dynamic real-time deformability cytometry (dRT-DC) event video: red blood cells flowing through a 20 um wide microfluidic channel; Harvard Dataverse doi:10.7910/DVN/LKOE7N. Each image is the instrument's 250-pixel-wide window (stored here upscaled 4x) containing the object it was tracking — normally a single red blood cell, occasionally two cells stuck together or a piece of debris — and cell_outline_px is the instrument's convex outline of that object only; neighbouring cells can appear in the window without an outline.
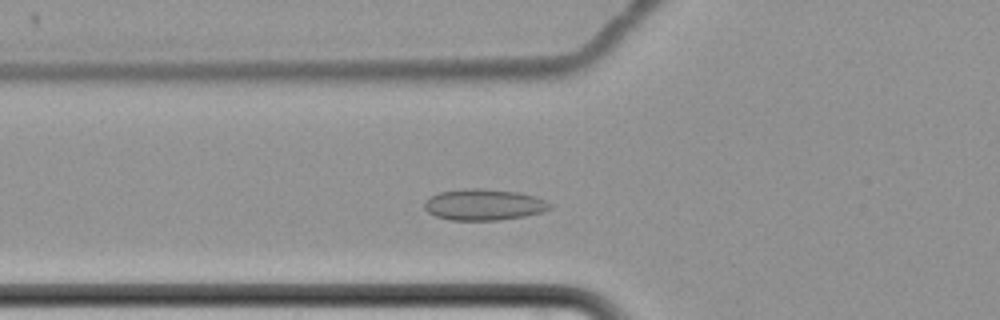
{"species": "common noctule bat (a hibernating species)", "species_latin": "Nyctalus noctula", "temperature_condition": "cold", "stored_images_in_passage": 55, "camera_frame_rate_fps": 3000, "um_per_image_px": 0.085, "animal": {"sex": "female", "body_mass_g": 22.7, "forearm_length_mm": 54.2}, "frame": {"image": 1, "passage_image": 16, "time_ms": 5.0, "image_size_px": [1000, 320], "cell_outline_px": [[552, 208], [540, 212], [524, 216], [496, 220], [448, 220], [436, 216], [428, 212], [424, 208], [424, 200], [440, 192], [464, 188], [476, 188], [520, 192], [536, 196], [552, 204]], "centroid_in_image_um": [41.11, 17.39], "position_along_channel_um": 84.7, "area_um2": 22.83}}
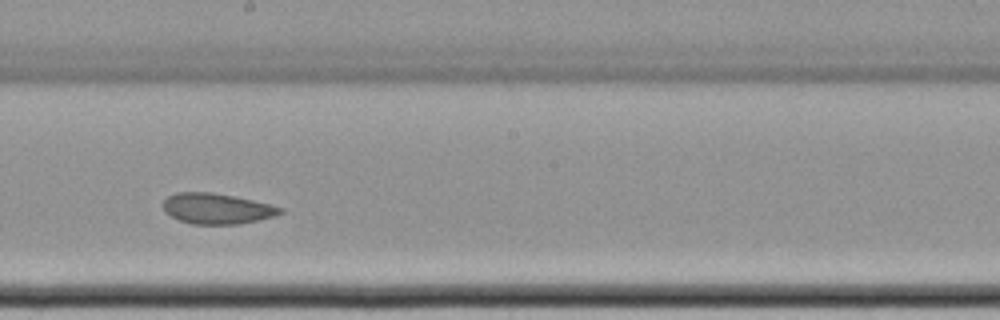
{"frame": {"image": 2, "passage_image": 29, "time_ms": 9.333, "image_size_px": [1000, 320], "cell_outline_px": [[284, 212], [272, 216], [240, 224], [192, 224], [180, 220], [164, 212], [164, 200], [168, 196], [176, 192], [212, 192], [252, 200], [284, 208]], "centroid_in_image_um": [18.41, 17.73], "position_along_channel_um": 229.8, "area_um2": 20.63}}
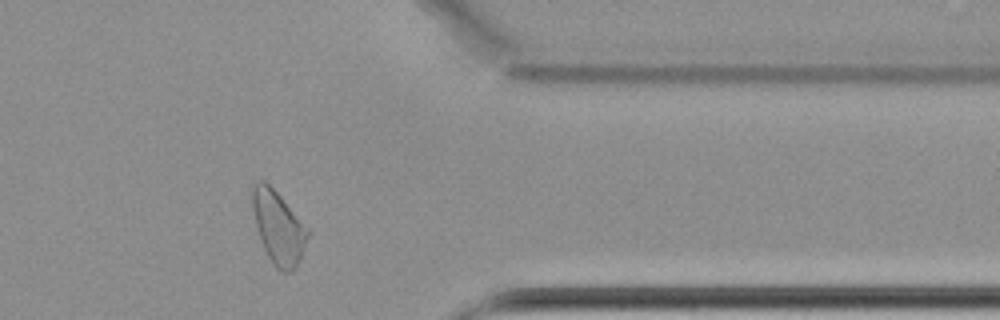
{"frame": {"image": 3, "passage_image": 44, "time_ms": 14.333, "image_size_px": [1000, 320], "cell_outline_px": [[312, 228], [296, 268], [292, 272], [284, 272], [276, 268], [272, 264], [260, 240], [252, 208], [252, 188], [256, 180], [264, 180]], "centroid_in_image_um": [23.7, 19.33], "position_along_channel_um": 387.7, "area_um2": 23.81}, "authors_computed_cell_mechanics": {"area_um2": 22.831, "velocity_mm_per_s": 3.372, "shape_relaxation_time_tau1_ms": 10.1823, "shape_relaxation_time_tau2_ms": 2.4192, "deformation_change_tau1": 0.0922, "deformation_change_tau2": 0.051}}